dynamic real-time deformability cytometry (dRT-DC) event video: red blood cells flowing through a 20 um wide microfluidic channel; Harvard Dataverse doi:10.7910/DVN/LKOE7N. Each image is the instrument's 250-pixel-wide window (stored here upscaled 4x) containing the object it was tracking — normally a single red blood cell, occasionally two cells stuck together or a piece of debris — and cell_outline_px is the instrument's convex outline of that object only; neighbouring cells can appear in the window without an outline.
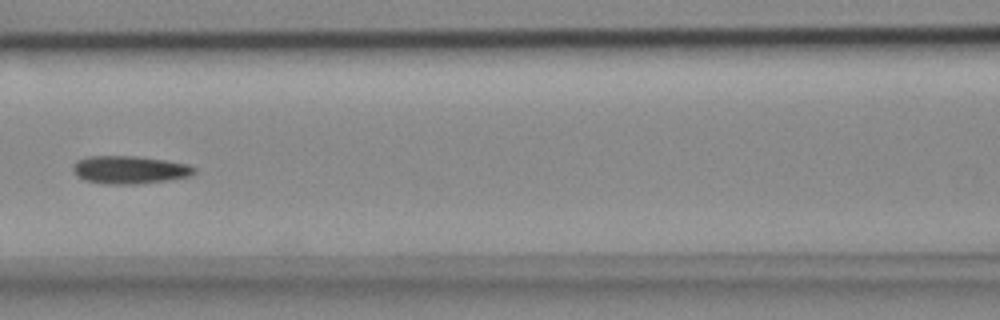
{"species": "common noctule bat (a hibernating species)", "species_latin": "Nyctalus noctula", "temperature_condition": "cold", "stored_images_in_passage": 8, "camera_frame_rate_fps": 3000, "um_per_image_px": 0.085, "animal": {"sex": "female", "body_mass_g": 18.4}, "frame": {"image": 1, "passage_image": 6, "time_ms": 1.667, "image_size_px": [1000, 320], "cell_outline_px": [[196, 172], [192, 176], [168, 180], [140, 184], [104, 184], [84, 180], [76, 176], [72, 168], [72, 164], [76, 160], [88, 156], [136, 156], [164, 160], [188, 164], [196, 168]], "centroid_in_image_um": [11.0, 14.44], "position_along_channel_um": 155.6, "area_um2": 20.0}}
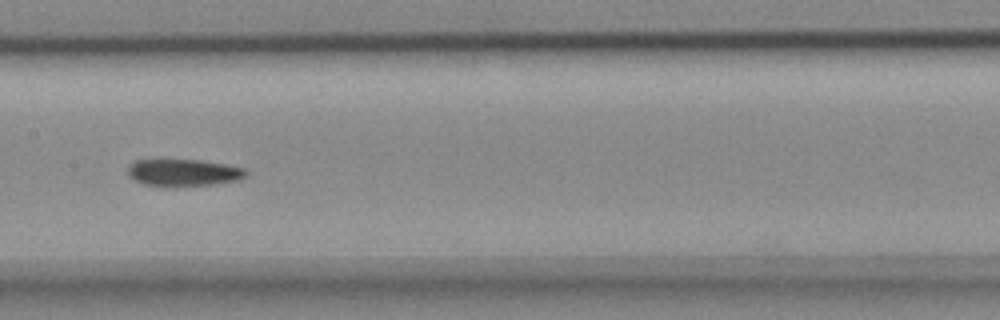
{"frame": {"image": 2, "passage_image": 7, "time_ms": 2.0, "image_size_px": [1000, 320], "cell_outline_px": [[248, 172], [240, 180], [212, 184], [144, 184], [128, 176], [128, 164], [136, 160], [160, 156], [200, 160], [228, 164], [244, 168]], "centroid_in_image_um": [15.55, 14.57], "position_along_channel_um": 191.9, "area_um2": 18.9}}
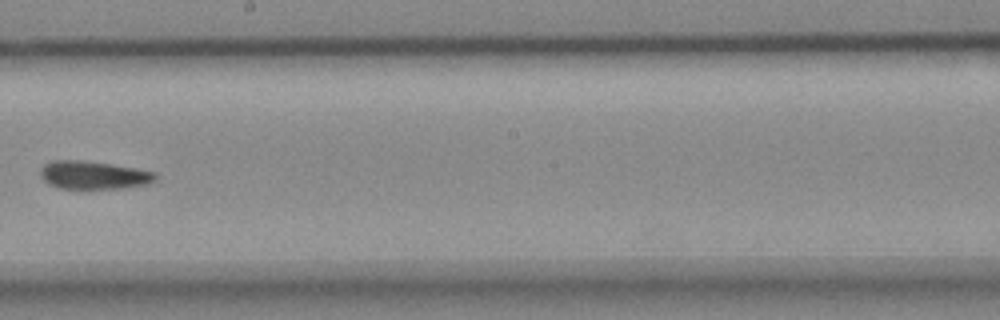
{"frame": {"image": 3, "passage_image": 8, "time_ms": 2.333, "image_size_px": [1000, 320], "cell_outline_px": [[156, 180], [148, 184], [120, 188], [60, 188], [48, 184], [40, 176], [40, 168], [44, 164], [52, 160], [84, 160], [112, 164], [136, 168], [156, 172]], "centroid_in_image_um": [7.94, 14.87], "position_along_channel_um": 240.3, "area_um2": 18.9}}